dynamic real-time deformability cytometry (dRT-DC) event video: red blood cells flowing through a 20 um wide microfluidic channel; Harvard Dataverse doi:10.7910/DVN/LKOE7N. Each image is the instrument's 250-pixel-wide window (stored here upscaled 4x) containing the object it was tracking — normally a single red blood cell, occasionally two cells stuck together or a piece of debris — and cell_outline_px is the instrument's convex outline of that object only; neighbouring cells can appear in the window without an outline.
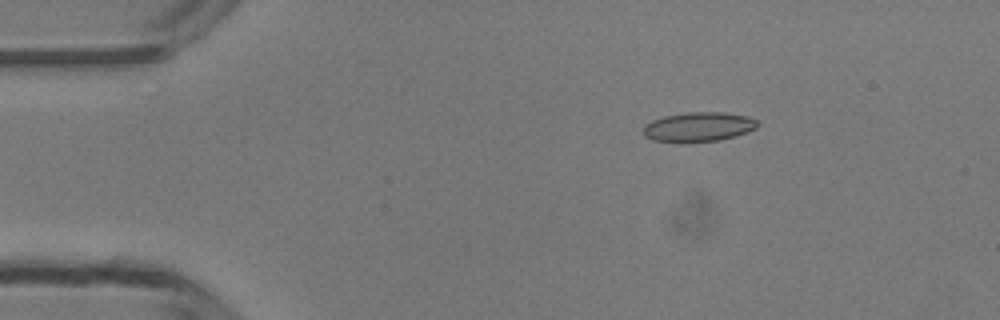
{"species": "common noctule bat (a hibernating species)", "species_latin": "Nyctalus noctula", "temperature_condition": "room temperature", "stored_images_in_passage": 29, "camera_frame_rate_fps": 3000, "um_per_image_px": 0.085, "animal": {"sex": "male", "body_mass_g": 13.3}, "frame": {"image": 1, "passage_image": 5, "time_ms": 1.333, "image_size_px": [1000, 320], "cell_outline_px": [[760, 124], [756, 128], [736, 136], [720, 140], [652, 140], [644, 136], [644, 124], [652, 120], [664, 116], [688, 112], [720, 112], [748, 116], [756, 120]], "centroid_in_image_um": [59.41, 10.75], "position_along_channel_um": 25.6, "area_um2": 19.07}}
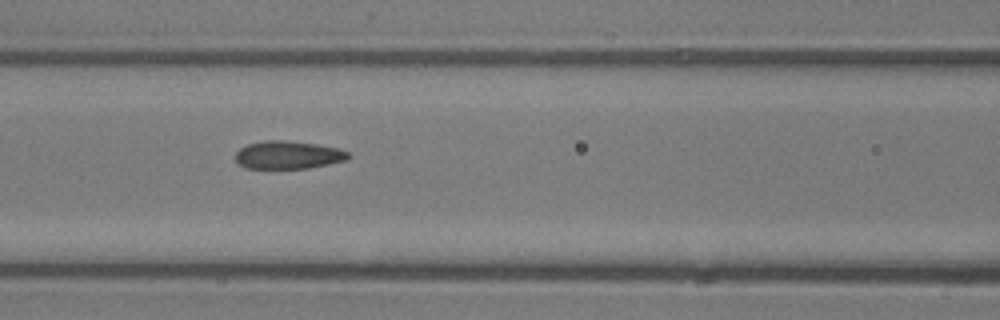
{"frame": {"image": 2, "passage_image": 18, "time_ms": 5.667, "image_size_px": [1000, 320], "cell_outline_px": [[352, 156], [348, 160], [308, 168], [248, 168], [240, 164], [236, 160], [236, 152], [240, 148], [248, 144], [264, 140], [284, 140], [316, 144], [340, 148], [348, 152]], "centroid_in_image_um": [24.54, 13.16], "position_along_channel_um": 142.1, "area_um2": 18.38}}
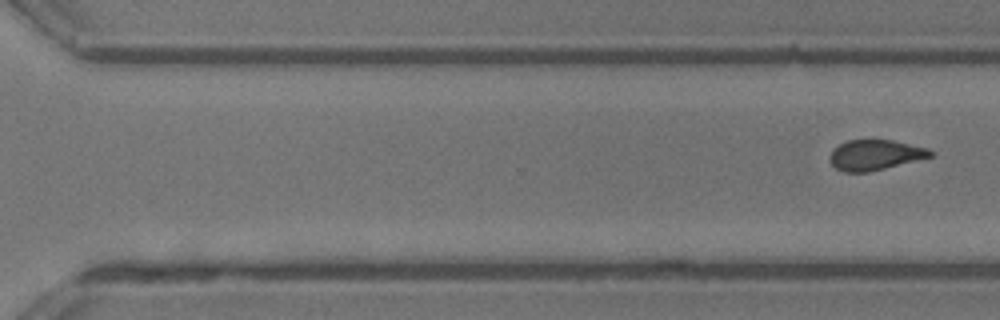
{"frame": {"image": 3, "passage_image": 29, "time_ms": 9.333, "image_size_px": [1000, 320], "cell_outline_px": [[936, 152], [932, 156], [868, 172], [844, 172], [836, 168], [832, 164], [832, 148], [848, 140], [892, 140], [928, 148]], "centroid_in_image_um": [74.41, 13.16], "position_along_channel_um": 296.2, "area_um2": 17.46}}